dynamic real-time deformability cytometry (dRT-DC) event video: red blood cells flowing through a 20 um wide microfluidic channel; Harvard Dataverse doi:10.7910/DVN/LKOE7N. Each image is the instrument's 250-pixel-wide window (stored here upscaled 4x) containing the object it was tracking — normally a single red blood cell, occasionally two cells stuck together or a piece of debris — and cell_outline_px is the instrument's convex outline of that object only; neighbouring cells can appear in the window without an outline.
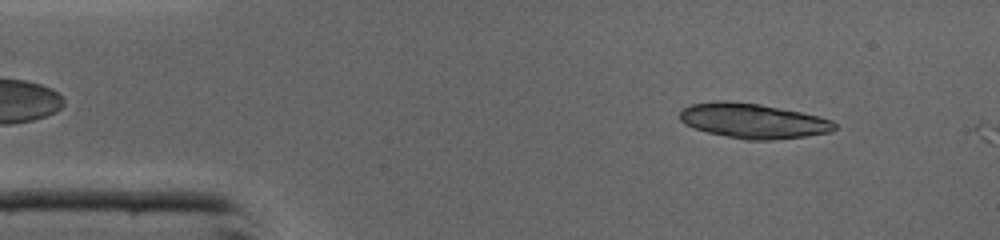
{"species": "common noctule bat (a hibernating species)", "species_latin": "Nyctalus noctula", "temperature_condition": "cold", "stored_images_in_passage": 6, "camera_frame_rate_fps": 3000, "um_per_image_px": 0.085, "animal": {"sex": "male", "body_mass_g": 19.0, "forearm_length_mm": 50.8}, "frame": {"image": 1, "passage_image": 4, "time_ms": 1.0, "image_size_px": [1000, 240], "cell_outline_px": [[836, 128], [828, 132], [804, 136], [772, 140], [748, 140], [708, 132], [692, 128], [684, 124], [680, 120], [680, 112], [684, 108], [692, 104], [720, 100], [728, 100], [760, 104], [820, 116], [832, 120], [836, 124]], "centroid_in_image_um": [63.99, 10.26], "position_along_channel_um": 21.0, "area_um2": 31.33}}